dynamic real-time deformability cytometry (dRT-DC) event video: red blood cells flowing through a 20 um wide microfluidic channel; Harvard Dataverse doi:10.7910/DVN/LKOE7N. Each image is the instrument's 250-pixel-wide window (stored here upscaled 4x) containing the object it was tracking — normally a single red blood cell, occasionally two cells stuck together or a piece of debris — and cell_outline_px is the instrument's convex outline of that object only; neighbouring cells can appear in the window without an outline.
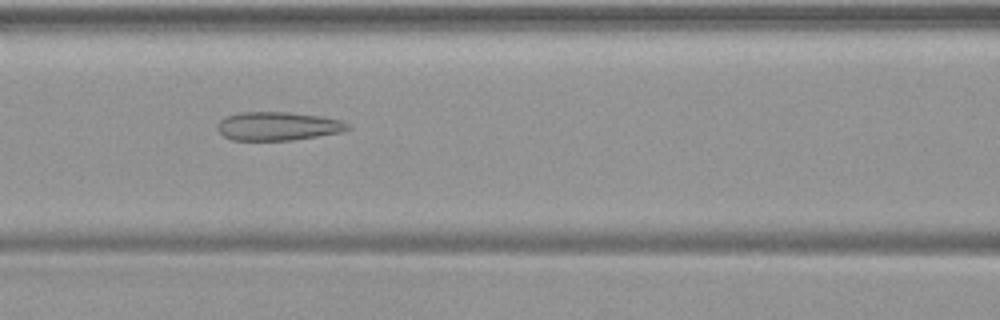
{"species": "common noctule bat (a hibernating species)", "species_latin": "Nyctalus noctula", "temperature_condition": "warm", "stored_images_in_passage": 44, "camera_frame_rate_fps": 3000, "um_per_image_px": 0.085, "animal": {"sex": "female", "body_mass_g": 19.9}, "frame": {"image": 1, "passage_image": 19, "time_ms": 6.0, "image_size_px": [1000, 320], "cell_outline_px": [[352, 128], [340, 132], [292, 140], [232, 140], [224, 136], [216, 128], [216, 124], [224, 116], [240, 112], [288, 112], [320, 116], [340, 120], [348, 124]], "centroid_in_image_um": [23.57, 10.71], "position_along_channel_um": 143.0, "area_um2": 21.68}}
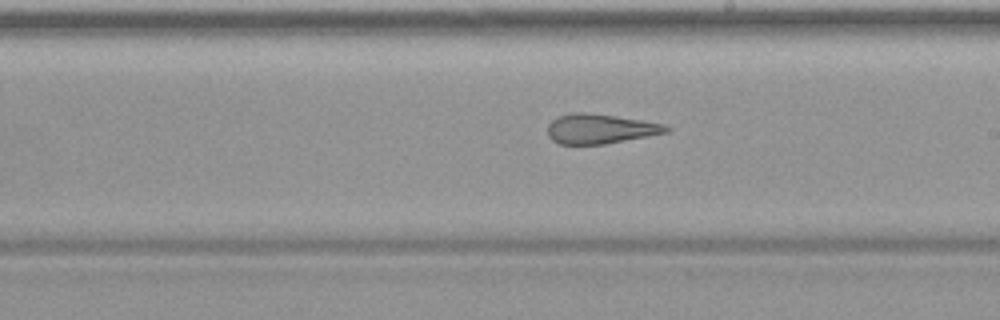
{"frame": {"image": 2, "passage_image": 26, "time_ms": 8.333, "image_size_px": [1000, 320], "cell_outline_px": [[672, 128], [668, 132], [604, 144], [556, 144], [548, 136], [548, 124], [552, 120], [560, 116], [572, 112], [584, 112], [616, 116], [664, 124]], "centroid_in_image_um": [50.99, 10.95], "position_along_channel_um": 238.0, "area_um2": 20.4}}
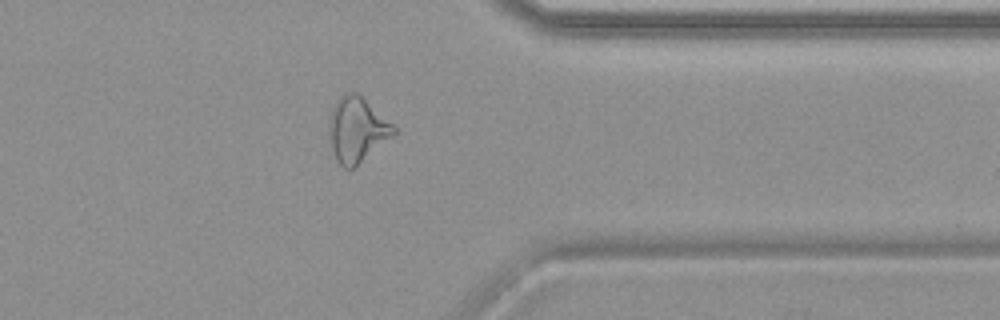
{"frame": {"image": 3, "passage_image": 37, "time_ms": 12.0, "image_size_px": [1000, 320], "cell_outline_px": [[400, 132], [396, 136], [352, 168], [344, 168], [336, 160], [328, 136], [328, 120], [332, 108], [336, 100], [344, 92], [356, 92], [392, 124]], "centroid_in_image_um": [30.34, 11.02], "position_along_channel_um": 381.1, "area_um2": 24.62}}